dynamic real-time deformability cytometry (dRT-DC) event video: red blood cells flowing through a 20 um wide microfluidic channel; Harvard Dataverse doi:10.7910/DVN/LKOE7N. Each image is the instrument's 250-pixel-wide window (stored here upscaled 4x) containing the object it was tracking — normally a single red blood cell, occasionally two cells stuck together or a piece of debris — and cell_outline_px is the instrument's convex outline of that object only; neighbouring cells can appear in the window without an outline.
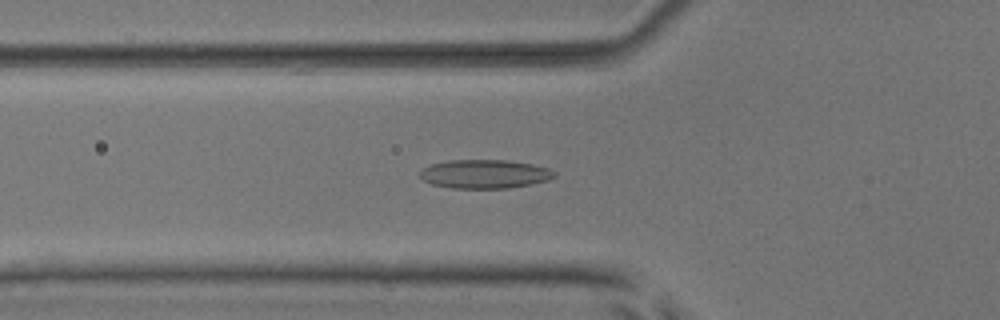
{"species": "common noctule bat (a hibernating species)", "species_latin": "Nyctalus noctula", "temperature_condition": "room temperature", "stored_images_in_passage": 53, "camera_frame_rate_fps": 3000, "um_per_image_px": 0.085, "animal": {"sex": "male", "body_mass_g": 17.9, "forearm_length_mm": 54.2}, "frame": {"image": 1, "passage_image": 19, "time_ms": 6.0, "image_size_px": [1000, 320], "cell_outline_px": [[556, 176], [548, 180], [532, 184], [508, 188], [452, 188], [432, 184], [424, 180], [420, 176], [420, 168], [432, 164], [448, 160], [508, 160], [532, 164], [548, 168], [556, 172]], "centroid_in_image_um": [41.2, 14.78], "position_along_channel_um": 84.6, "area_um2": 22.6}}
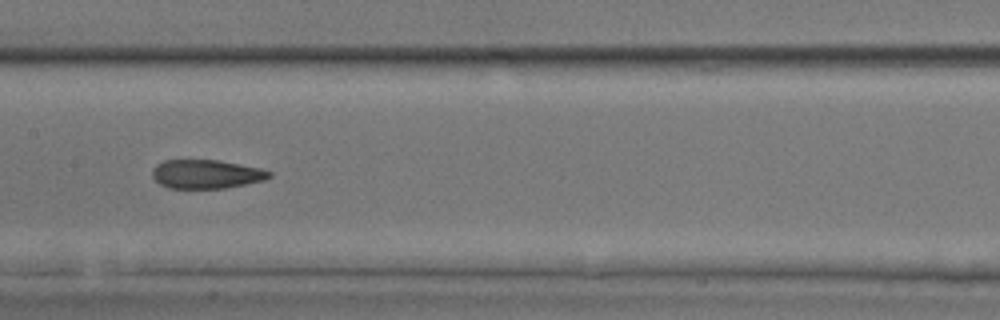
{"frame": {"image": 2, "passage_image": 27, "time_ms": 8.667, "image_size_px": [1000, 320], "cell_outline_px": [[272, 176], [264, 180], [224, 188], [168, 188], [160, 184], [152, 176], [152, 172], [156, 164], [164, 160], [216, 160], [260, 168], [272, 172]], "centroid_in_image_um": [17.52, 14.8], "position_along_channel_um": 189.9, "area_um2": 19.48}}
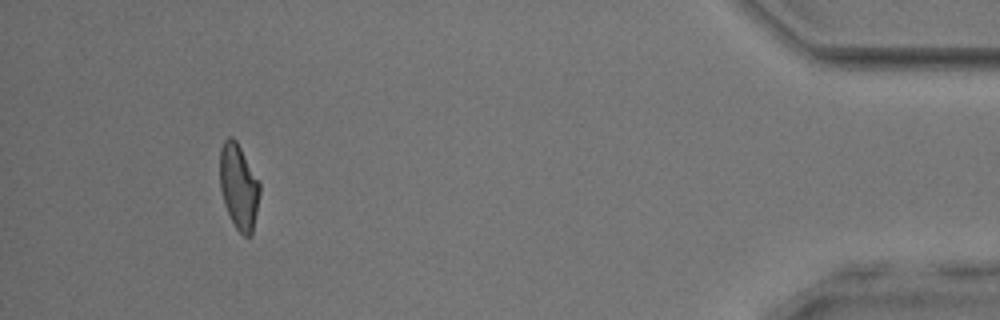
{"frame": {"image": 3, "passage_image": 49, "time_ms": 16.0, "image_size_px": [1000, 320], "cell_outline_px": [[260, 192], [252, 232], [248, 236], [244, 236], [236, 228], [224, 204], [220, 188], [220, 148], [224, 140], [228, 136], [232, 136], [236, 140], [260, 184]], "centroid_in_image_um": [20.27, 15.83], "position_along_channel_um": 414.9, "area_um2": 19.48}, "authors_computed_cell_mechanics": {"area_um2": 20.519, "velocity_mm_per_s": 3.9365, "shape_relaxation_time_tau1_ms": null, "shape_relaxation_time_tau2_ms": 2.1287, "deformation_change_tau1": null, "deformation_change_tau2": 0.0955}}